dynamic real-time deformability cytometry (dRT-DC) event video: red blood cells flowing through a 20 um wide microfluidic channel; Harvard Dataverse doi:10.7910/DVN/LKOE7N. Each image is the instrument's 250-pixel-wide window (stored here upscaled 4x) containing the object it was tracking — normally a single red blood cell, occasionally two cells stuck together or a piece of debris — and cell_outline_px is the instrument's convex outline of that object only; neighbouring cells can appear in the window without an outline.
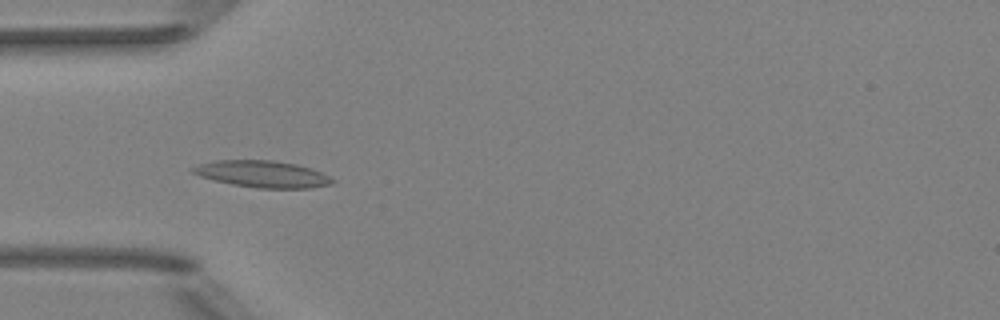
{"species": "Egyptian fruit bat (a non-hibernating species)", "species_latin": "Rousettus aegyptiacus", "temperature_condition": "room temperature", "stored_images_in_passage": 7, "camera_frame_rate_fps": 3000, "um_per_image_px": 0.085, "animal": {"sex": "female"}, "frame": {"image": 1, "passage_image": 5, "time_ms": 4.667, "image_size_px": [1000, 320], "cell_outline_px": [[336, 180], [332, 184], [312, 188], [260, 188], [232, 184], [200, 176], [192, 172], [192, 168], [200, 164], [216, 160], [272, 160], [296, 164], [312, 168]], "centroid_in_image_um": [22.36, 14.79], "position_along_channel_um": 62.6, "area_um2": 21.56}}
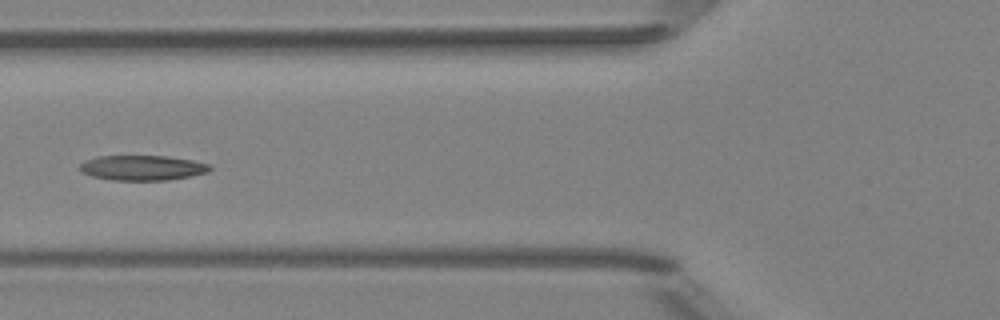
{"frame": {"image": 2, "passage_image": 6, "time_ms": 6.0, "image_size_px": [1000, 320], "cell_outline_px": [[212, 168], [208, 172], [168, 180], [112, 180], [92, 176], [80, 172], [80, 164], [84, 160], [96, 156], [168, 156], [192, 160], [212, 164]], "centroid_in_image_um": [12.09, 14.25], "position_along_channel_um": 113.7, "area_um2": 19.07}}
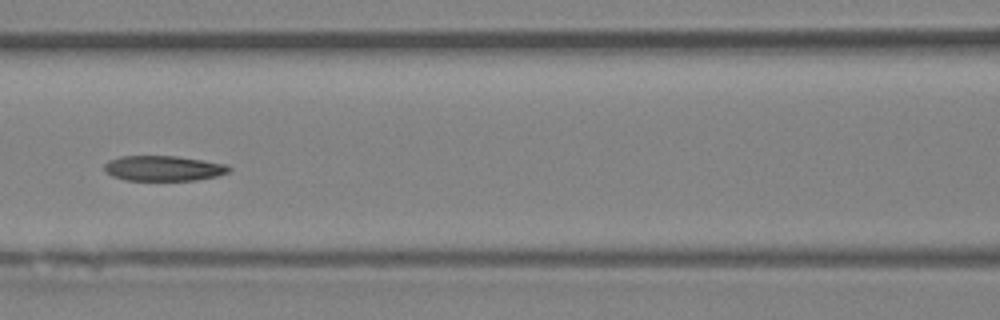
{"frame": {"image": 3, "passage_image": 7, "time_ms": 7.0, "image_size_px": [1000, 320], "cell_outline_px": [[232, 168], [228, 172], [216, 176], [196, 180], [124, 180], [112, 176], [104, 172], [104, 164], [108, 160], [120, 156], [176, 156], [228, 164]], "centroid_in_image_um": [13.87, 14.3], "position_along_channel_um": 152.7, "area_um2": 18.44}}